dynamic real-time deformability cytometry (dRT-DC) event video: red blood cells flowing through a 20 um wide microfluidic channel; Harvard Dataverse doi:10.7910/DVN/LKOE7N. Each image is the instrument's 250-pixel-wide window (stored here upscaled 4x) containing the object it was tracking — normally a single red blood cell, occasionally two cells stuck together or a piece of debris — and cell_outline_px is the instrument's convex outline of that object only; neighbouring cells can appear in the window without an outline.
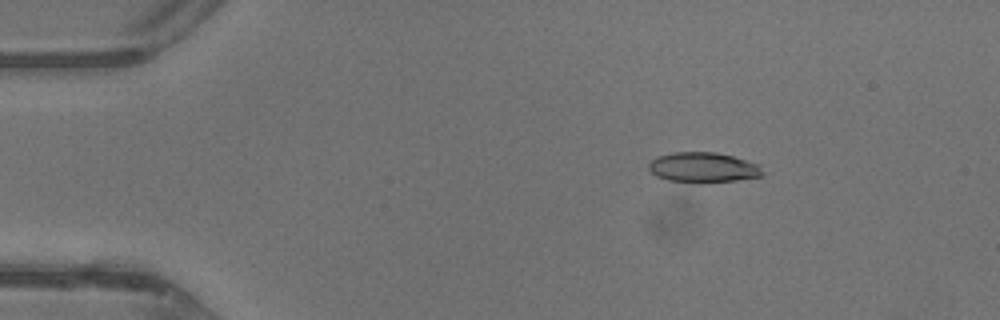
{"species": "common noctule bat (a hibernating species)", "species_latin": "Nyctalus noctula", "temperature_condition": "warm", "stored_images_in_passage": 11, "camera_frame_rate_fps": 3000, "um_per_image_px": 0.085, "animal": {"sex": "male", "body_mass_g": 13.3}, "frame": {"image": 1, "passage_image": 3, "time_ms": 0.667, "image_size_px": [1000, 320], "cell_outline_px": [[764, 176], [736, 180], [700, 184], [668, 180], [656, 176], [648, 168], [648, 164], [656, 156], [672, 152], [716, 152], [732, 156], [760, 164]], "centroid_in_image_um": [59.77, 14.24], "position_along_channel_um": 25.2, "area_um2": 20.35}}
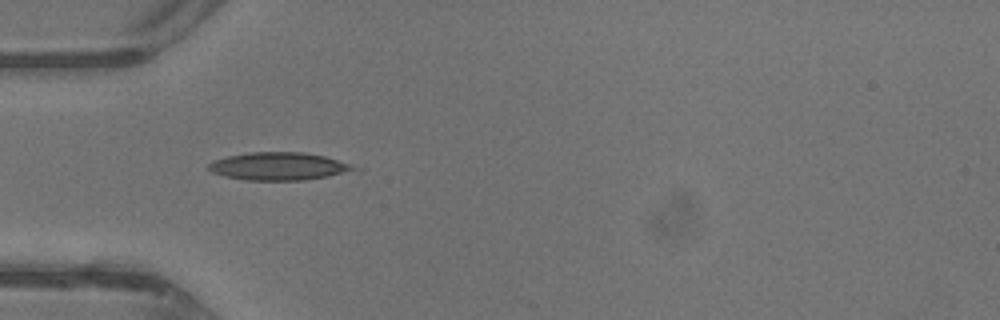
{"frame": {"image": 2, "passage_image": 10, "time_ms": 3.0, "image_size_px": [1000, 320], "cell_outline_px": [[352, 168], [328, 176], [304, 180], [244, 180], [224, 176], [212, 172], [208, 168], [208, 164], [212, 160], [228, 156], [248, 152], [304, 152], [324, 156], [348, 164]], "centroid_in_image_um": [23.52, 14.12], "position_along_channel_um": 61.5, "area_um2": 22.95}}